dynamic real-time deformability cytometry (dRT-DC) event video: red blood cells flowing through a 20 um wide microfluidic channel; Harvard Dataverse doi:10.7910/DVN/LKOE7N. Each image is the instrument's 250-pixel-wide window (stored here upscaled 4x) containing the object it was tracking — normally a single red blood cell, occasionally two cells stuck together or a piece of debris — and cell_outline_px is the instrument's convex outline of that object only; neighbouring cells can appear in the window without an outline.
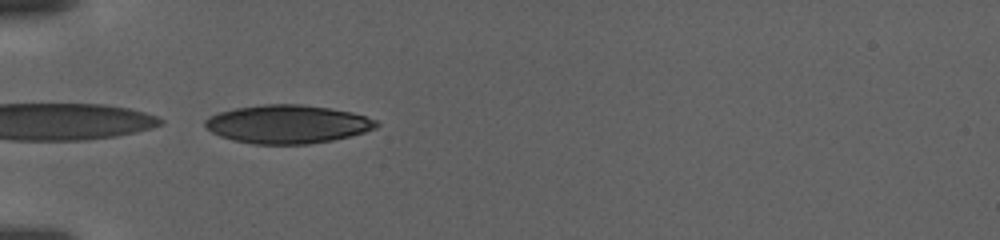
{"species": "human", "species_latin": "Homo sapiens", "temperature_condition": "warm", "stored_images_in_passage": 80, "camera_frame_rate_fps": 3000, "um_per_image_px": 0.085, "donor": {"sex": "female"}, "frame": {"image": 1, "passage_image": 1, "time_ms": 0.0, "image_size_px": [1000, 240], "cell_outline_px": [[380, 124], [376, 128], [364, 132], [332, 140], [308, 144], [252, 144], [232, 140], [220, 136], [212, 132], [204, 124], [204, 120], [208, 116], [216, 112], [236, 108], [264, 104], [300, 104], [328, 108], [352, 112], [376, 120]], "centroid_in_image_um": [24.4, 10.55], "position_along_channel_um": 60.6, "area_um2": 38.32}}
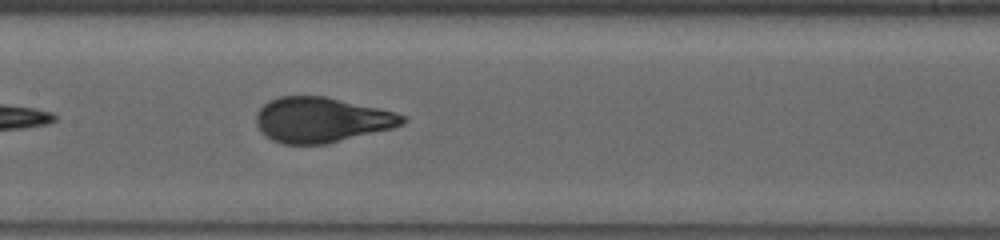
{"frame": {"image": 2, "passage_image": 23, "time_ms": 7.333, "image_size_px": [1000, 240], "cell_outline_px": [[408, 120], [404, 124], [392, 128], [324, 144], [284, 144], [272, 140], [264, 136], [260, 132], [256, 124], [256, 112], [268, 100], [280, 96], [324, 96], [380, 108], [396, 112], [408, 116]], "centroid_in_image_um": [27.32, 10.18], "position_along_channel_um": 180.1, "area_um2": 38.67}}
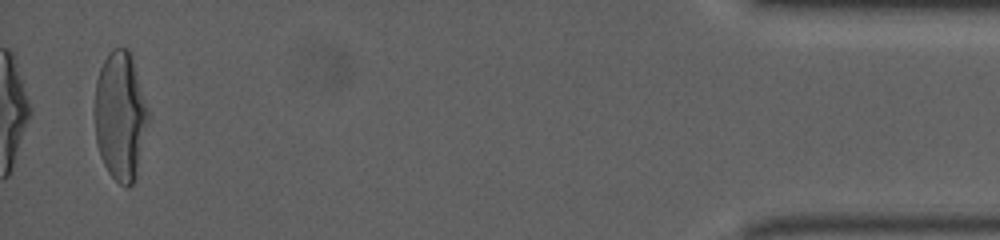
{"frame": {"image": 3, "passage_image": 77, "time_ms": 25.333, "image_size_px": [1000, 240], "cell_outline_px": [[148, 120], [136, 172], [132, 184], [128, 188], [124, 188], [108, 172], [100, 156], [96, 144], [92, 112], [96, 80], [100, 68], [104, 60], [112, 48], [128, 48], [132, 56], [148, 112]], "centroid_in_image_um": [10.16, 9.84], "position_along_channel_um": 425.0, "area_um2": 40.29}}